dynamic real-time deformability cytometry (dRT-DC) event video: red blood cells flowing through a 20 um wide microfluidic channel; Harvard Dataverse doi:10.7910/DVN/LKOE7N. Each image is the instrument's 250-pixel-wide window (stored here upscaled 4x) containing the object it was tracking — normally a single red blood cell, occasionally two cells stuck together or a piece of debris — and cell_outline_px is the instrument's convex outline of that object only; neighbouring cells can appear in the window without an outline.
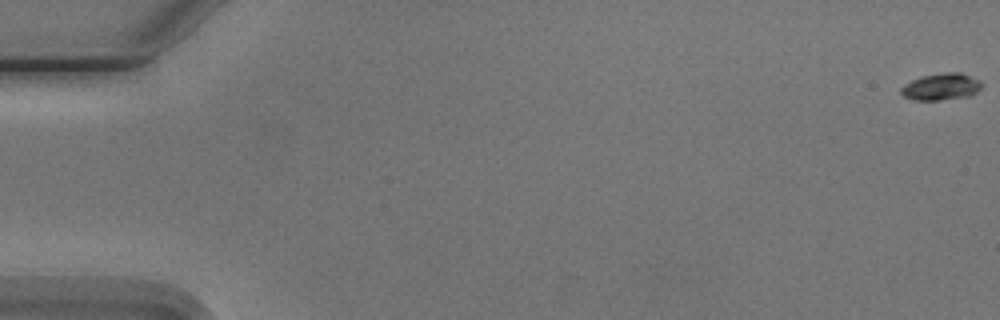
{"species": "Egyptian fruit bat (a non-hibernating species)", "species_latin": "Rousettus aegyptiacus", "temperature_condition": "cold", "stored_images_in_passage": 7, "camera_frame_rate_fps": 3000, "um_per_image_px": 0.085, "animal": {"sex": "male"}, "frame": {"image": 1, "passage_image": 1, "time_ms": 0.0, "image_size_px": [1000, 320], "cell_outline_px": [[984, 84], [976, 92], [968, 96], [936, 100], [912, 100], [904, 96], [900, 92], [900, 88], [904, 84], [920, 76], [944, 72], [960, 72], [980, 80]], "centroid_in_image_um": [79.98, 7.36], "position_along_channel_um": 5.0, "area_um2": 12.66}}
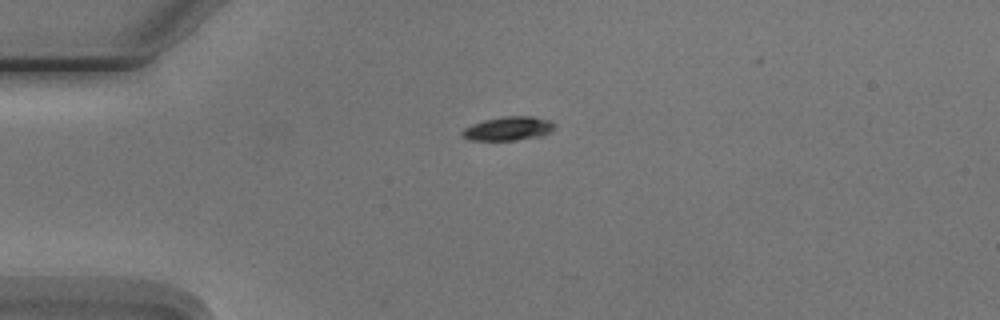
{"frame": {"image": 2, "passage_image": 5, "time_ms": 4.667, "image_size_px": [1000, 320], "cell_outline_px": [[556, 128], [540, 136], [516, 140], [468, 140], [460, 136], [460, 132], [464, 128], [472, 124], [484, 120], [504, 116], [532, 116], [552, 120], [556, 124]], "centroid_in_image_um": [43.2, 10.92], "position_along_channel_um": 41.8, "area_um2": 13.01}}
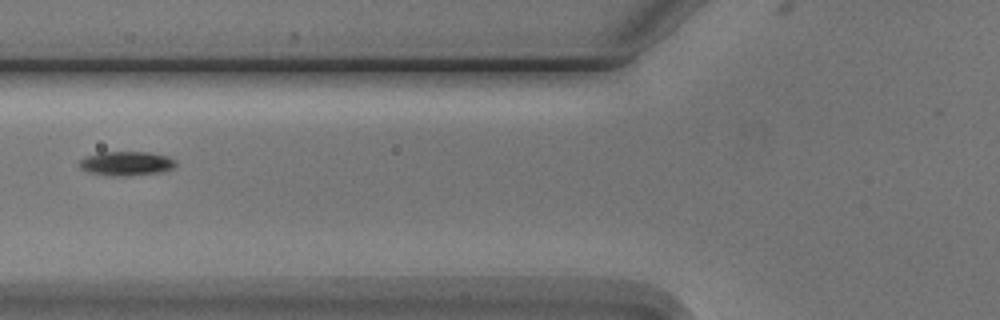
{"frame": {"image": 3, "passage_image": 7, "time_ms": 7.333, "image_size_px": [1000, 320], "cell_outline_px": [[176, 168], [160, 172], [124, 176], [112, 176], [88, 172], [80, 168], [80, 160], [88, 156], [100, 152], [148, 152], [168, 156], [176, 160]], "centroid_in_image_um": [10.78, 13.89], "position_along_channel_um": 115.0, "area_um2": 13.58}}